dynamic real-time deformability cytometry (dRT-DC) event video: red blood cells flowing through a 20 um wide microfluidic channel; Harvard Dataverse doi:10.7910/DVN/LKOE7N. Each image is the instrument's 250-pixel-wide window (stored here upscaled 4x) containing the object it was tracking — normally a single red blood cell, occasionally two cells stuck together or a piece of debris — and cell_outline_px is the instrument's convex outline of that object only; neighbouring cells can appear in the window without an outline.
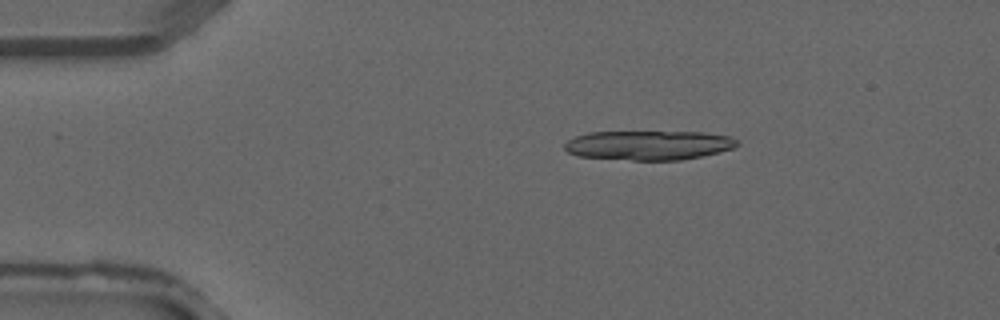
{"species": "common noctule bat (a hibernating species)", "species_latin": "Nyctalus noctula", "temperature_condition": "warm", "stored_images_in_passage": 2, "camera_frame_rate_fps": 3000, "um_per_image_px": 0.085, "animal": {"sex": "male", "forearm_length_mm": 52.5}, "frame": {"image": 1, "passage_image": 1, "time_ms": 0.0, "image_size_px": [1000, 320], "cell_outline_px": [[736, 144], [732, 148], [700, 156], [680, 160], [632, 160], [580, 156], [568, 152], [564, 148], [564, 144], [568, 140], [576, 136], [588, 132], [704, 132], [728, 136], [736, 140]], "centroid_in_image_um": [55.08, 12.34], "position_along_channel_um": 29.9, "area_um2": 29.19}}